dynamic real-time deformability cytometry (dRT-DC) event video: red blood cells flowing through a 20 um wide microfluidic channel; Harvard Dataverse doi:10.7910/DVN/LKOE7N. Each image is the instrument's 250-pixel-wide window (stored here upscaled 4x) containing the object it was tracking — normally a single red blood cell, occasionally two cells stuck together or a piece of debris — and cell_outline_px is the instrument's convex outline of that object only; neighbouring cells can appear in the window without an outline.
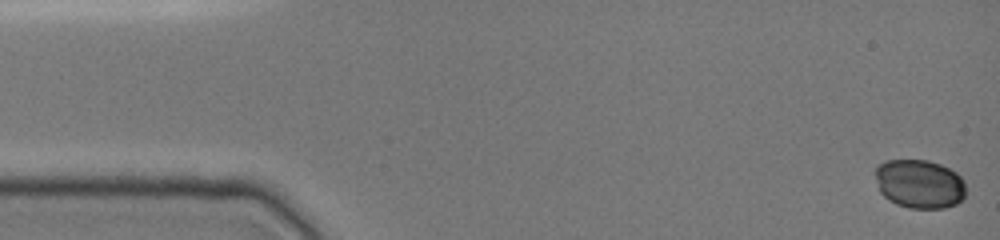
{"species": "common noctule bat (a hibernating species)", "species_latin": "Nyctalus noctula", "temperature_condition": "cold", "stored_images_in_passage": 48, "camera_frame_rate_fps": 3000, "um_per_image_px": 0.085, "animal": {"sex": "female", "body_mass_g": 19.0, "forearm_length_mm": 51.5}, "frame": {"image": 1, "passage_image": 1, "time_ms": 0.0, "image_size_px": [1000, 240], "cell_outline_px": [[964, 196], [956, 204], [944, 208], [908, 208], [896, 204], [888, 200], [880, 192], [876, 176], [876, 168], [884, 160], [928, 160], [940, 164], [956, 172], [964, 180]], "centroid_in_image_um": [78.15, 15.63], "position_along_channel_um": 6.8, "area_um2": 25.72}}
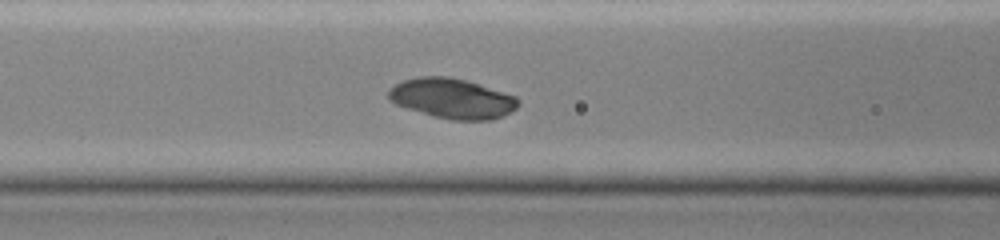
{"frame": {"image": 2, "passage_image": 20, "time_ms": 6.333, "image_size_px": [1000, 240], "cell_outline_px": [[520, 104], [516, 108], [492, 120], [452, 120], [436, 116], [408, 108], [396, 104], [388, 100], [388, 88], [404, 80], [416, 76], [448, 76], [464, 80], [516, 96], [520, 100]], "centroid_in_image_um": [38.41, 8.36], "position_along_channel_um": 128.2, "area_um2": 29.94}}
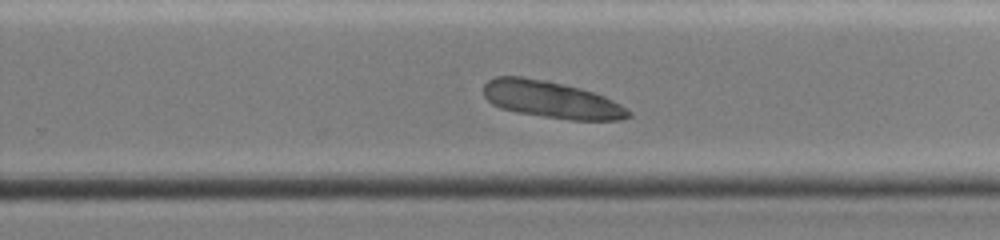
{"frame": {"image": 3, "passage_image": 32, "time_ms": 10.333, "image_size_px": [1000, 240], "cell_outline_px": [[632, 116], [620, 120], [568, 120], [516, 112], [500, 108], [492, 104], [484, 96], [484, 84], [488, 80], [496, 76], [520, 76], [548, 80], [580, 88], [604, 96], [628, 108], [632, 112]], "centroid_in_image_um": [46.87, 8.47], "position_along_channel_um": 282.9, "area_um2": 31.44}}